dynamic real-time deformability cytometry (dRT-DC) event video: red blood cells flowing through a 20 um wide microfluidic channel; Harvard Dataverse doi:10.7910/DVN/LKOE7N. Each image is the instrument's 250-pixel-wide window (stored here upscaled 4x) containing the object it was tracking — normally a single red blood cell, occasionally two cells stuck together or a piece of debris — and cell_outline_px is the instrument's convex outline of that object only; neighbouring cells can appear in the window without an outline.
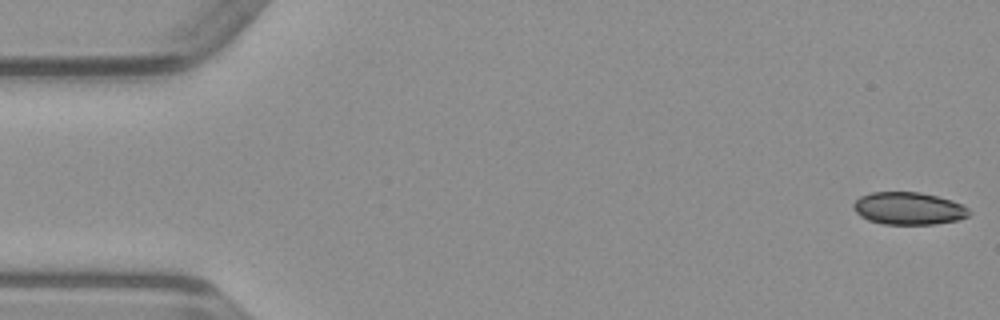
{"species": "common noctule bat (a hibernating species)", "species_latin": "Nyctalus noctula", "temperature_condition": "warm", "stored_images_in_passage": 49, "camera_frame_rate_fps": 3000, "um_per_image_px": 0.085, "animal": {"sex": "male", "body_mass_g": 23.1, "forearm_length_mm": 52.7}, "frame": {"image": 1, "passage_image": 1, "time_ms": 0.0, "image_size_px": [1000, 320], "cell_outline_px": [[972, 212], [968, 216], [956, 220], [936, 224], [884, 224], [868, 220], [860, 216], [852, 208], [852, 204], [860, 196], [872, 192], [920, 192], [952, 200], [968, 208]], "centroid_in_image_um": [77.21, 17.71], "position_along_channel_um": 7.8, "area_um2": 21.91}}
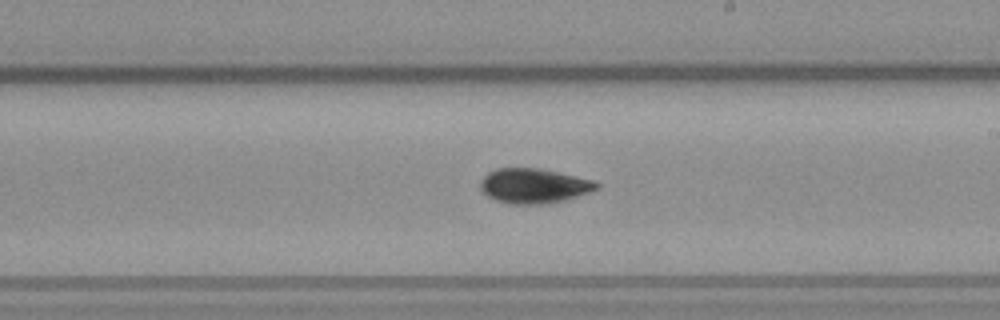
{"frame": {"image": 2, "passage_image": 28, "time_ms": 9.0, "image_size_px": [1000, 320], "cell_outline_px": [[600, 188], [564, 200], [548, 204], [508, 204], [496, 200], [488, 196], [480, 188], [480, 180], [488, 172], [496, 168], [540, 168], [560, 172], [596, 180], [600, 184]], "centroid_in_image_um": [45.4, 15.79], "position_along_channel_um": 243.6, "area_um2": 23.81}}
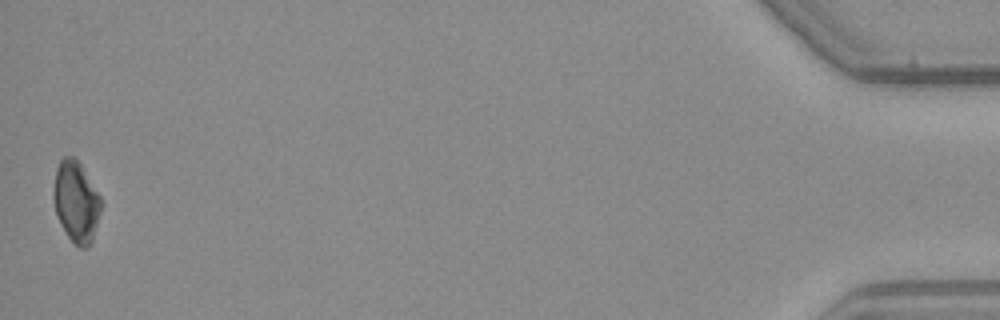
{"frame": {"image": 3, "passage_image": 49, "time_ms": 16.0, "image_size_px": [1000, 320], "cell_outline_px": [[100, 212], [92, 240], [88, 248], [80, 248], [68, 236], [56, 216], [52, 196], [52, 192], [56, 168], [60, 160], [64, 156], [72, 156], [80, 164], [100, 196]], "centroid_in_image_um": [6.43, 17.14], "position_along_channel_um": 428.8, "area_um2": 22.2}}